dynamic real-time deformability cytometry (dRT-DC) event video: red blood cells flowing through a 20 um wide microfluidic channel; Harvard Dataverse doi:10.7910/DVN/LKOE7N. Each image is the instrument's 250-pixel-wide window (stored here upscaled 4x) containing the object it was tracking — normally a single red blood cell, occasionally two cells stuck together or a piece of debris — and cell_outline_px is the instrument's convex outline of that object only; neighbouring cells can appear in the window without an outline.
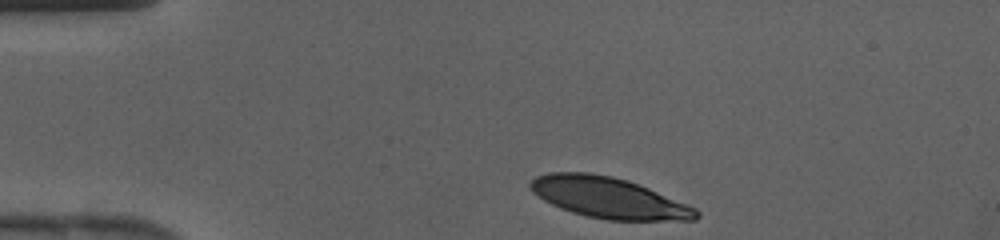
{"species": "human", "species_latin": "Homo sapiens", "temperature_condition": "cold", "stored_images_in_passage": 30, "camera_frame_rate_fps": 3000, "um_per_image_px": 0.085, "donor": {"sex": "female"}, "frame": {"image": 1, "passage_image": 1, "time_ms": 0.0, "image_size_px": [1000, 240], "cell_outline_px": [[700, 216], [696, 220], [608, 220], [584, 216], [560, 208], [544, 200], [532, 192], [528, 188], [528, 184], [536, 176], [548, 172], [588, 172], [612, 176], [628, 180], [648, 188], [696, 208], [700, 212]], "centroid_in_image_um": [51.71, 16.8], "position_along_channel_um": 33.3, "area_um2": 39.54}}
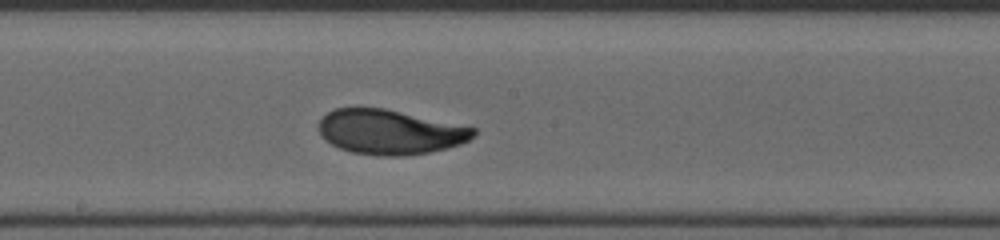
{"frame": {"image": 2, "passage_image": 16, "time_ms": 5.0, "image_size_px": [1000, 240], "cell_outline_px": [[476, 136], [460, 144], [448, 148], [428, 152], [404, 156], [380, 156], [352, 152], [340, 148], [324, 140], [320, 136], [320, 120], [328, 112], [336, 108], [384, 108], [476, 128]], "centroid_in_image_um": [33.15, 11.23], "position_along_channel_um": 215.0, "area_um2": 40.11}}
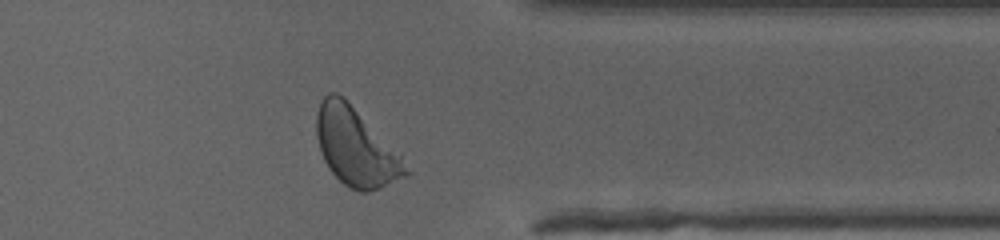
{"frame": {"image": 3, "passage_image": 27, "time_ms": 8.667, "image_size_px": [1000, 240], "cell_outline_px": [[412, 172], [408, 176], [380, 188], [368, 192], [360, 192], [348, 188], [328, 168], [324, 160], [316, 136], [316, 112], [324, 96], [328, 92], [336, 92], [344, 96], [400, 156]], "centroid_in_image_um": [30.22, 12.51], "position_along_channel_um": 381.2, "area_um2": 40.23}}